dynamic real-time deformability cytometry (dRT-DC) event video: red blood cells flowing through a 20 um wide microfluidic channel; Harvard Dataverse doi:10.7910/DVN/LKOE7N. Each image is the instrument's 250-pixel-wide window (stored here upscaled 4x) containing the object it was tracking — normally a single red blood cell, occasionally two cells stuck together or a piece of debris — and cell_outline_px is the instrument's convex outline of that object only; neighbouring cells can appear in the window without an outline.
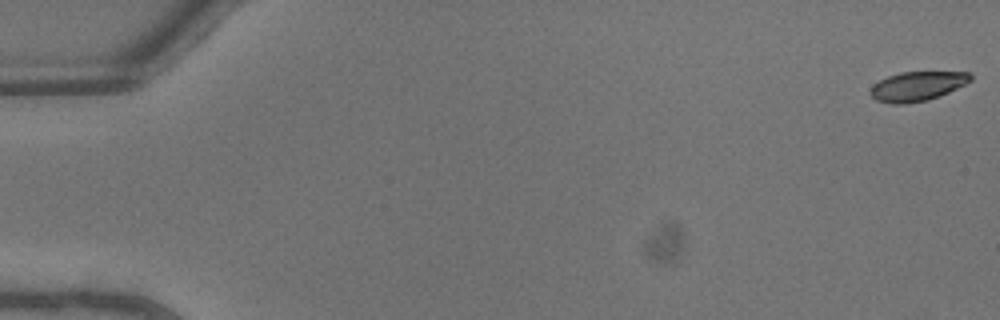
{"species": "common noctule bat (a hibernating species)", "species_latin": "Nyctalus noctula", "temperature_condition": "warm", "stored_images_in_passage": 16, "camera_frame_rate_fps": 3000, "um_per_image_px": 0.085, "animal": {"sex": "male", "body_mass_g": 13.3}, "frame": {"image": 1, "passage_image": 1, "time_ms": 0.0, "image_size_px": [1000, 320], "cell_outline_px": [[972, 80], [948, 92], [928, 100], [904, 104], [892, 104], [876, 100], [868, 92], [872, 84], [888, 76], [900, 72], [968, 72], [972, 76]], "centroid_in_image_um": [77.92, 7.33], "position_along_channel_um": 7.1, "area_um2": 17.11}}
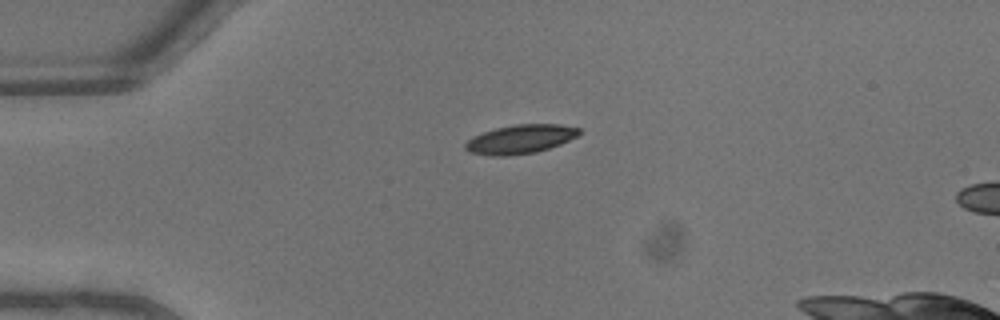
{"frame": {"image": 2, "passage_image": 12, "time_ms": 3.667, "image_size_px": [1000, 320], "cell_outline_px": [[580, 132], [576, 136], [560, 144], [536, 152], [508, 156], [492, 156], [468, 152], [464, 148], [464, 144], [472, 136], [496, 128], [516, 124], [560, 124], [580, 128]], "centroid_in_image_um": [44.19, 11.83], "position_along_channel_um": 40.8, "area_um2": 19.13}}